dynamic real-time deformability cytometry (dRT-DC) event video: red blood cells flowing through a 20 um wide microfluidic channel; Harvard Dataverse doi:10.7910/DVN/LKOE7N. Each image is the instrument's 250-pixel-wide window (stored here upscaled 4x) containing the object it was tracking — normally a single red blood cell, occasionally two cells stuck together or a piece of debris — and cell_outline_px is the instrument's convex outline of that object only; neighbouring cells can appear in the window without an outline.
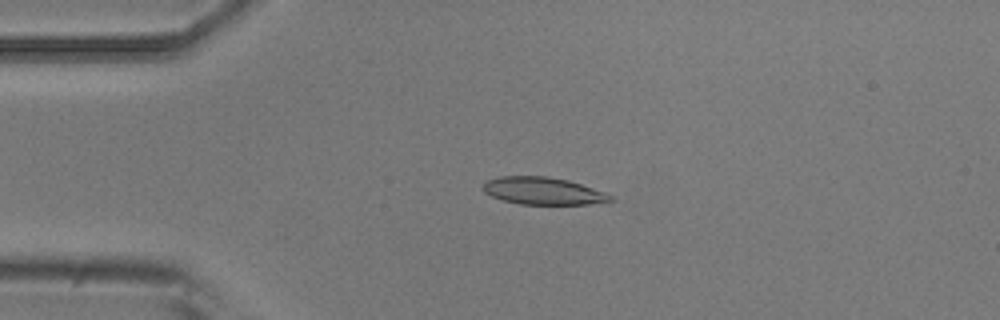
{"species": "common noctule bat (a hibernating species)", "species_latin": "Nyctalus noctula", "temperature_condition": "room temperature", "stored_images_in_passage": 54, "camera_frame_rate_fps": 3000, "um_per_image_px": 0.085, "animal": {"sex": "male", "body_mass_g": 20.5, "forearm_length_mm": 52.5}, "frame": {"image": 1, "passage_image": 12, "time_ms": 3.667, "image_size_px": [1000, 320], "cell_outline_px": [[616, 200], [588, 204], [520, 204], [504, 200], [492, 196], [484, 192], [480, 188], [484, 180], [500, 176], [548, 176], [568, 180], [604, 192], [612, 196]], "centroid_in_image_um": [46.1, 16.22], "position_along_channel_um": 38.9, "area_um2": 20.35}}
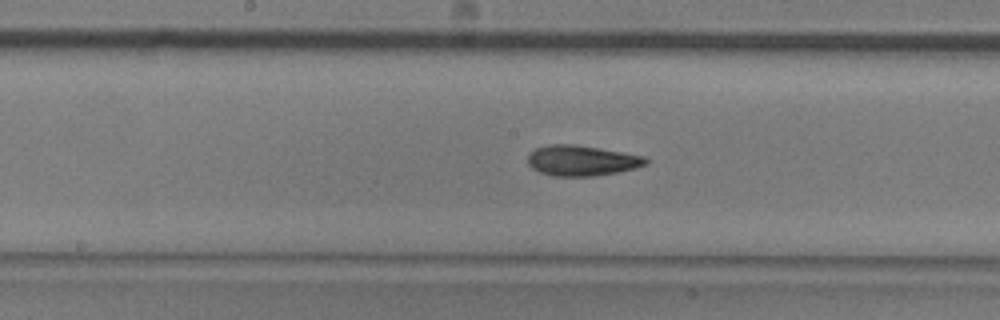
{"frame": {"image": 2, "passage_image": 27, "time_ms": 8.667, "image_size_px": [1000, 320], "cell_outline_px": [[648, 164], [616, 172], [592, 176], [552, 176], [540, 172], [532, 168], [528, 164], [528, 156], [536, 148], [548, 144], [576, 144], [644, 156], [648, 160]], "centroid_in_image_um": [49.42, 13.64], "position_along_channel_um": 198.8, "area_um2": 20.75}}
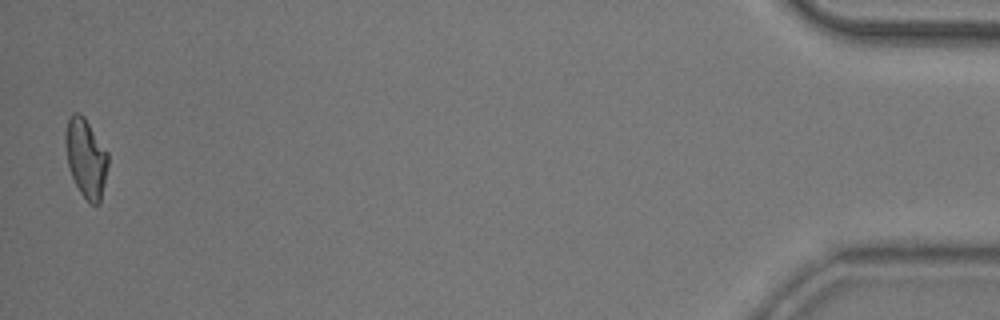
{"frame": {"image": 3, "passage_image": 53, "time_ms": 17.333, "image_size_px": [1000, 320], "cell_outline_px": [[108, 164], [100, 204], [88, 204], [80, 192], [72, 176], [68, 164], [64, 144], [64, 132], [68, 120], [72, 112], [80, 112], [84, 116], [108, 152]], "centroid_in_image_um": [7.29, 13.41], "position_along_channel_um": 427.9, "area_um2": 19.77}, "authors_computed_cell_mechanics": {"area_um2": 20.2878, "velocity_mm_per_s": 3.7278, "shape_relaxation_time_tau1_ms": 5.5087, "shape_relaxation_time_tau2_ms": 3.617, "deformation_change_tau1": 0.1792, "deformation_change_tau2": 0.115}}